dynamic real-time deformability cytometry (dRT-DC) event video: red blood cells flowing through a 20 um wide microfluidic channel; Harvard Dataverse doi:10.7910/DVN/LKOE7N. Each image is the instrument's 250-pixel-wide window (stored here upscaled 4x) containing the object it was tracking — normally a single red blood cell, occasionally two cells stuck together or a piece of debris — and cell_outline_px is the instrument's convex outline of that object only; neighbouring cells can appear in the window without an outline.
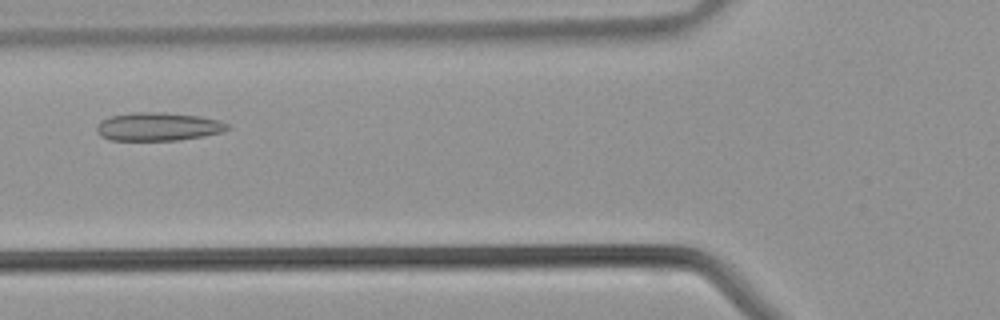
{"species": "common noctule bat (a hibernating species)", "species_latin": "Nyctalus noctula", "temperature_condition": "warm", "stored_images_in_passage": 30, "camera_frame_rate_fps": 3000, "um_per_image_px": 0.085, "animal": {"sex": "male", "body_mass_g": 21.5, "forearm_length_mm": 52.0}, "frame": {"image": 1, "passage_image": 5, "time_ms": 1.333, "image_size_px": [1000, 320], "cell_outline_px": [[228, 128], [220, 132], [200, 136], [176, 140], [108, 140], [100, 136], [96, 132], [96, 128], [100, 120], [112, 116], [132, 112], [164, 112], [200, 116], [220, 120], [228, 124]], "centroid_in_image_um": [13.38, 10.75], "position_along_channel_um": 112.4, "area_um2": 21.5}}
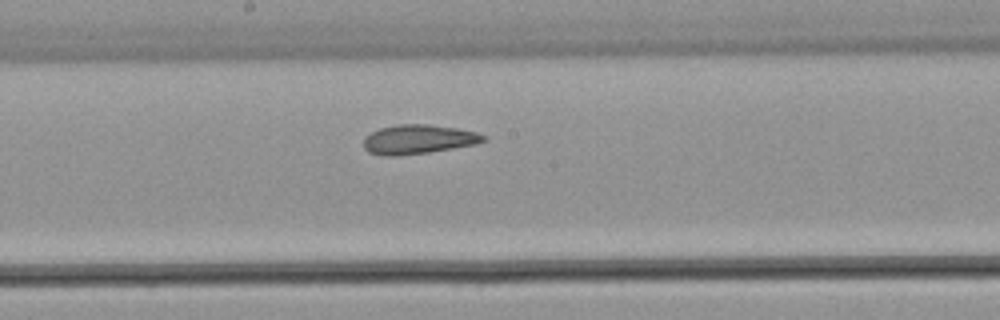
{"frame": {"image": 2, "passage_image": 11, "time_ms": 3.333, "image_size_px": [1000, 320], "cell_outline_px": [[488, 140], [476, 144], [428, 152], [396, 156], [384, 156], [368, 152], [364, 148], [364, 136], [380, 128], [396, 124], [428, 124], [456, 128], [476, 132], [488, 136]], "centroid_in_image_um": [35.56, 11.84], "position_along_channel_um": 212.6, "area_um2": 20.52}}
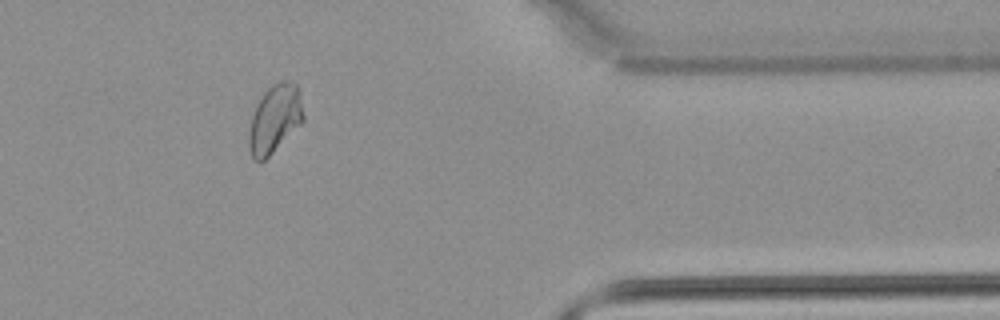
{"frame": {"image": 3, "passage_image": 23, "time_ms": 7.333, "image_size_px": [1000, 320], "cell_outline_px": [[304, 120], [260, 164], [252, 156], [248, 144], [248, 132], [252, 116], [264, 92], [272, 84], [280, 80], [288, 80], [296, 84], [300, 92], [304, 116]], "centroid_in_image_um": [23.36, 10.08], "position_along_channel_um": 388.0, "area_um2": 21.39}}